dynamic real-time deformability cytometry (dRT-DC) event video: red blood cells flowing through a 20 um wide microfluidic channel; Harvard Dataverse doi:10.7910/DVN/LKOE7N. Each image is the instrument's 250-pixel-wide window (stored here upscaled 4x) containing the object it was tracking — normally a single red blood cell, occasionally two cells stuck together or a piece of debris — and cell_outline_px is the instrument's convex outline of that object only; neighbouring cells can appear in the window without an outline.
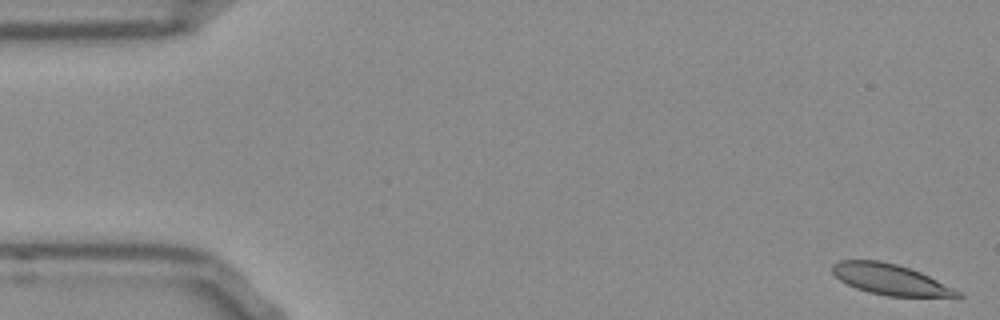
{"species": "Egyptian fruit bat (a non-hibernating species)", "species_latin": "Rousettus aegyptiacus", "temperature_condition": "room temperature", "stored_images_in_passage": 52, "camera_frame_rate_fps": 3000, "um_per_image_px": 0.085, "frame": {"image": 1, "passage_image": 1, "time_ms": 0.0, "image_size_px": [1000, 320], "cell_outline_px": [[964, 296], [888, 296], [868, 292], [856, 288], [840, 280], [832, 272], [832, 264], [840, 260], [880, 260], [896, 264], [920, 272], [960, 292]], "centroid_in_image_um": [75.6, 23.74], "position_along_channel_um": 9.4, "area_um2": 21.91}}
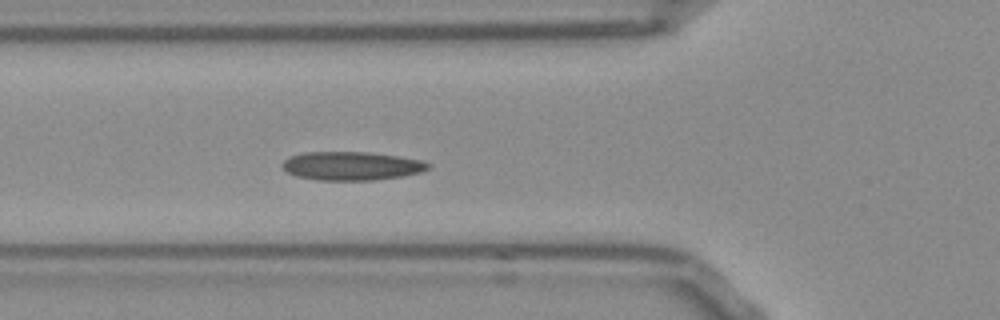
{"frame": {"image": 2, "passage_image": 18, "time_ms": 5.667, "image_size_px": [1000, 320], "cell_outline_px": [[432, 168], [420, 172], [404, 176], [376, 180], [316, 180], [296, 176], [288, 172], [280, 164], [288, 156], [304, 152], [368, 152], [400, 156], [420, 160], [432, 164]], "centroid_in_image_um": [29.9, 14.1], "position_along_channel_um": 95.9, "area_um2": 24.57}}
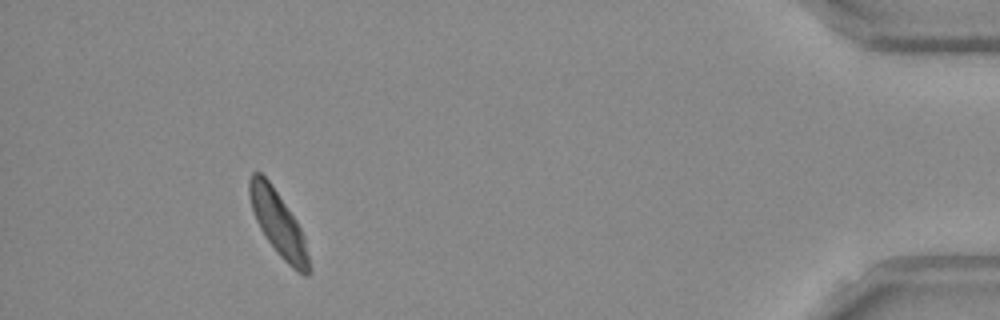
{"frame": {"image": 3, "passage_image": 48, "time_ms": 15.667, "image_size_px": [1000, 320], "cell_outline_px": [[312, 268], [308, 276], [304, 276], [292, 268], [280, 256], [268, 240], [260, 228], [256, 220], [252, 208], [248, 192], [248, 180], [252, 172], [260, 172], [268, 180], [296, 220], [304, 236]], "centroid_in_image_um": [23.67, 19.04], "position_along_channel_um": 411.5, "area_um2": 22.2}, "authors_computed_cell_mechanics": {"area_um2": 23.1489, "velocity_mm_per_s": 3.8087, "shape_relaxation_time_tau1_ms": 7.2291, "shape_relaxation_time_tau2_ms": 1.9036, "deformation_change_tau1": 0.1539, "deformation_change_tau2": 0.0877}}